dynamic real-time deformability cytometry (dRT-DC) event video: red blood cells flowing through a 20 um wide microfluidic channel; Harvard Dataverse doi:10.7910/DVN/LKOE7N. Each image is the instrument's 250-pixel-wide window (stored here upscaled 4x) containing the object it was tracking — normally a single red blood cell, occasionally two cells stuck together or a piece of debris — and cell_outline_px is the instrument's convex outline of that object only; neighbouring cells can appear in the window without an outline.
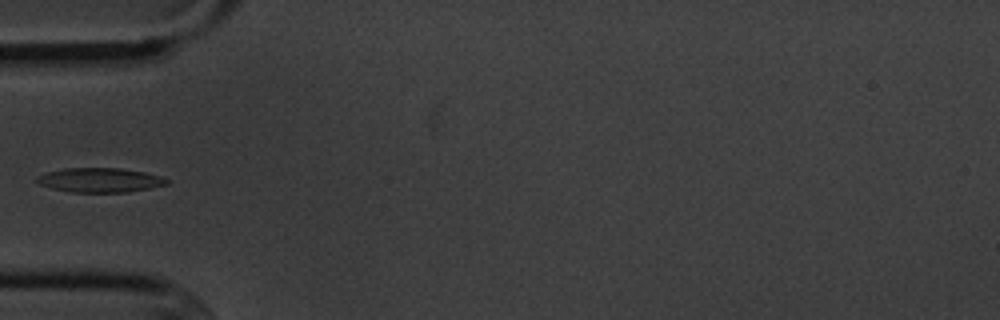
{"species": "common noctule bat (a hibernating species)", "species_latin": "Nyctalus noctula", "temperature_condition": "cold", "stored_images_in_passage": 4, "camera_frame_rate_fps": 3000, "um_per_image_px": 0.085, "animal": {"sex": "male", "body_mass_g": 20.1, "forearm_length_mm": 53.5}, "frame": {"image": 1, "passage_image": 4, "time_ms": 4.333, "image_size_px": [1000, 320], "cell_outline_px": [[168, 184], [128, 192], [72, 192], [52, 188], [40, 184], [36, 180], [36, 176], [48, 172], [64, 168], [120, 168], [144, 172], [160, 176], [168, 180]], "centroid_in_image_um": [8.48, 15.3], "position_along_channel_um": 76.5, "area_um2": 18.26}}